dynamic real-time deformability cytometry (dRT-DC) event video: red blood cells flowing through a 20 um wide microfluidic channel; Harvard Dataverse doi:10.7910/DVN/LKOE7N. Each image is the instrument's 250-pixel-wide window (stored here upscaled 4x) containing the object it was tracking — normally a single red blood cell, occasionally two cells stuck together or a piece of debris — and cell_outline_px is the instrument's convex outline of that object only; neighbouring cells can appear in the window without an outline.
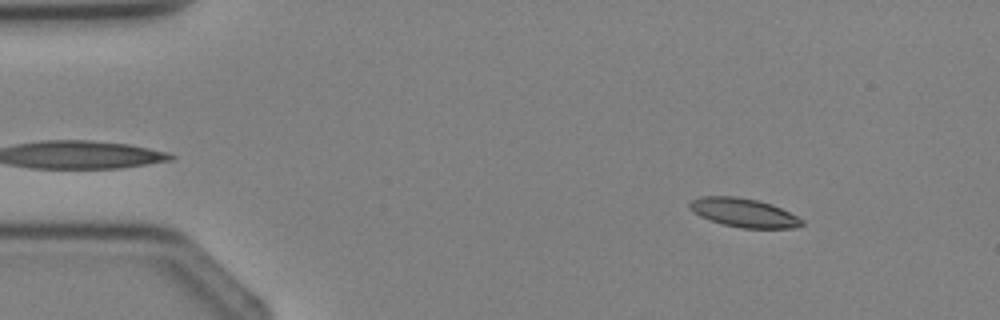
{"species": "Egyptian fruit bat (a non-hibernating species)", "species_latin": "Rousettus aegyptiacus", "temperature_condition": "cold", "stored_images_in_passage": 3, "camera_frame_rate_fps": 3000, "um_per_image_px": 0.085, "animal": {"sex": "female"}, "frame": {"image": 1, "passage_image": 1, "time_ms": 0.0, "image_size_px": [1000, 320], "cell_outline_px": [[804, 224], [792, 228], [740, 228], [708, 220], [692, 212], [688, 208], [688, 204], [692, 200], [700, 196], [736, 196], [756, 200], [772, 204], [804, 220]], "centroid_in_image_um": [63.17, 18.07], "position_along_channel_um": 21.8, "area_um2": 18.84}}
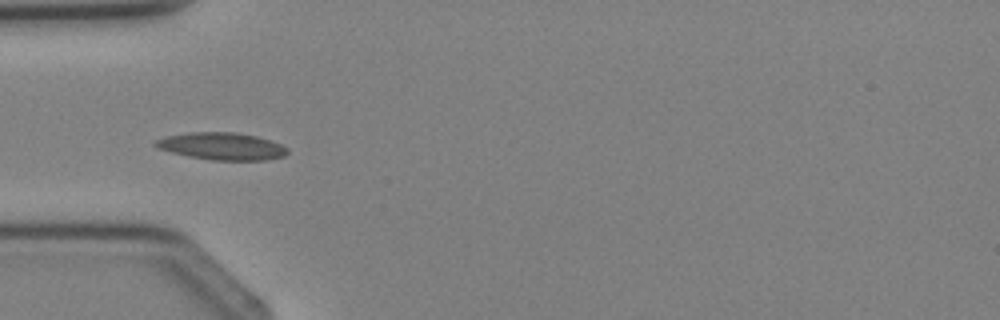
{"frame": {"image": 2, "passage_image": 3, "time_ms": 2.333, "image_size_px": [1000, 320], "cell_outline_px": [[288, 152], [284, 156], [264, 160], [212, 160], [172, 152], [156, 148], [152, 144], [156, 140], [164, 136], [188, 132], [236, 132], [256, 136], [280, 144], [288, 148]], "centroid_in_image_um": [18.83, 12.42], "position_along_channel_um": 66.2, "area_um2": 20.87}}